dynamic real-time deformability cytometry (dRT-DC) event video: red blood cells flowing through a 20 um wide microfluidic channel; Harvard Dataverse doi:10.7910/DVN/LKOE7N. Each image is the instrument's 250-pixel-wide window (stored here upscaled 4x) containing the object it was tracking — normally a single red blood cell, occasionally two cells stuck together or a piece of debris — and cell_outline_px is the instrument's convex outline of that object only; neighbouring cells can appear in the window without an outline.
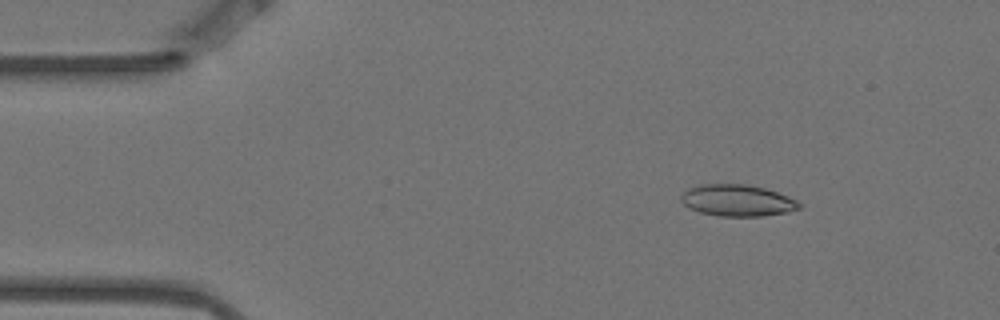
{"species": "Egyptian fruit bat (a non-hibernating species)", "species_latin": "Rousettus aegyptiacus", "temperature_condition": "warm", "stored_images_in_passage": 4, "camera_frame_rate_fps": 3000, "um_per_image_px": 0.085, "animal": {"sex": "female"}, "frame": {"image": 1, "passage_image": 2, "time_ms": 0.333, "image_size_px": [1000, 320], "cell_outline_px": [[804, 204], [800, 208], [788, 212], [764, 216], [716, 216], [700, 212], [688, 208], [680, 200], [680, 196], [688, 188], [700, 184], [744, 184], [764, 188], [788, 196]], "centroid_in_image_um": [62.67, 17.04], "position_along_channel_um": 22.3, "area_um2": 21.91}}